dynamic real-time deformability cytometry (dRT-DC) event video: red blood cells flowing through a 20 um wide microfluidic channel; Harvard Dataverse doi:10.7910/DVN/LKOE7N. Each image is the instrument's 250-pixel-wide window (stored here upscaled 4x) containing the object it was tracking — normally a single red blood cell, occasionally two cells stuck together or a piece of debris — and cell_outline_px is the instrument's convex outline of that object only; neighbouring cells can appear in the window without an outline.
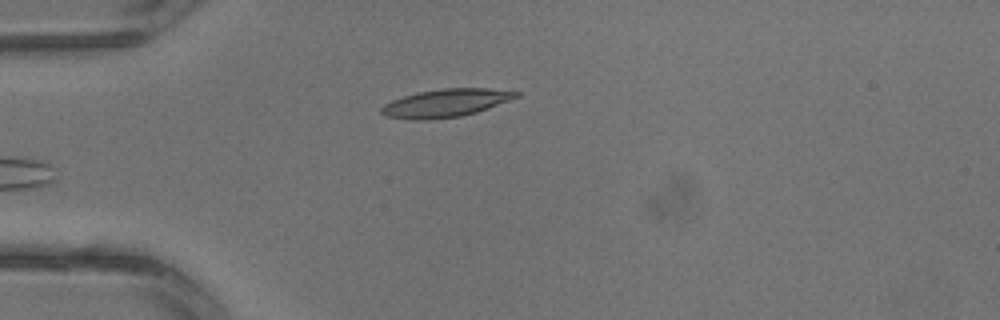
{"species": "common noctule bat (a hibernating species)", "species_latin": "Nyctalus noctula", "temperature_condition": "warm", "stored_images_in_passage": 2, "camera_frame_rate_fps": 3000, "um_per_image_px": 0.085, "animal": {"sex": "male", "body_mass_g": 13.3}, "frame": {"image": 1, "passage_image": 2, "time_ms": 0.333, "image_size_px": [1000, 320], "cell_outline_px": [[520, 96], [488, 108], [476, 112], [460, 116], [428, 120], [412, 120], [384, 116], [380, 112], [380, 108], [384, 104], [392, 100], [416, 92], [444, 88], [488, 88], [520, 92]], "centroid_in_image_um": [37.85, 8.76], "position_along_channel_um": 47.1, "area_um2": 22.02}}